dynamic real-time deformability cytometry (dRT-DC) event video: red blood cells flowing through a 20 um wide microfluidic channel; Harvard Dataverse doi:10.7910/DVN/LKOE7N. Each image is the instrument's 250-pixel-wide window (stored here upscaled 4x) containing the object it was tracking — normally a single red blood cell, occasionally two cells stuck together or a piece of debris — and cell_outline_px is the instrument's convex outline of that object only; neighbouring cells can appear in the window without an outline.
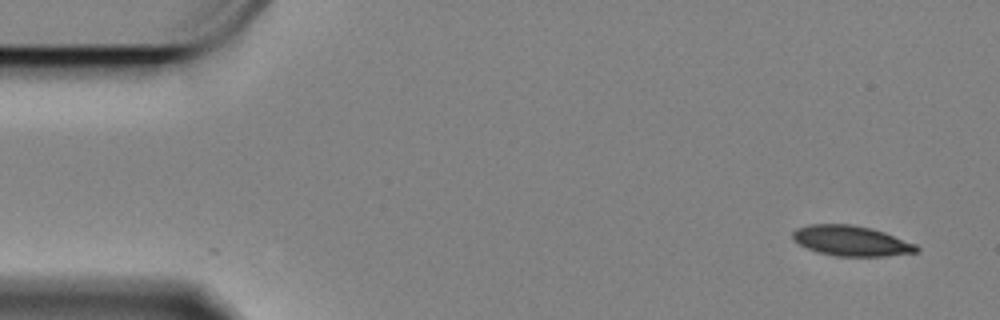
{"species": "Egyptian fruit bat (a non-hibernating species)", "species_latin": "Rousettus aegyptiacus", "temperature_condition": "cold", "stored_images_in_passage": 58, "segment_of_instrument_passage": [1, 2], "camera_frame_rate_fps": 3000, "um_per_image_px": 0.085, "animal": {"sex": "female"}, "frame": {"image": 1, "passage_image": 1, "time_ms": 0.0, "image_size_px": [1000, 320], "cell_outline_px": [[920, 248], [916, 252], [884, 256], [836, 256], [820, 252], [808, 248], [800, 244], [792, 236], [792, 232], [796, 228], [808, 224], [852, 224], [884, 232], [916, 244]], "centroid_in_image_um": [72.35, 20.46], "position_along_channel_um": 12.6, "area_um2": 21.56}}
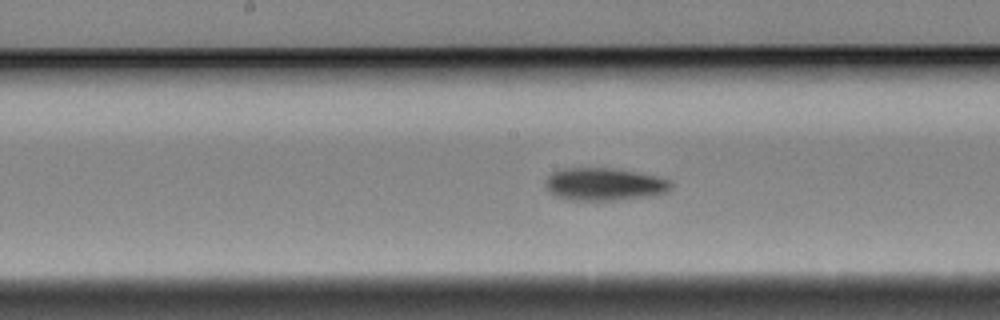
{"frame": {"image": 2, "passage_image": 27, "time_ms": 8.667, "image_size_px": [1000, 320], "cell_outline_px": [[672, 188], [668, 192], [656, 196], [616, 200], [568, 200], [556, 196], [548, 192], [544, 184], [548, 176], [556, 172], [568, 168], [608, 168], [656, 176], [672, 180]], "centroid_in_image_um": [51.41, 15.69], "position_along_channel_um": 196.8, "area_um2": 23.93}}
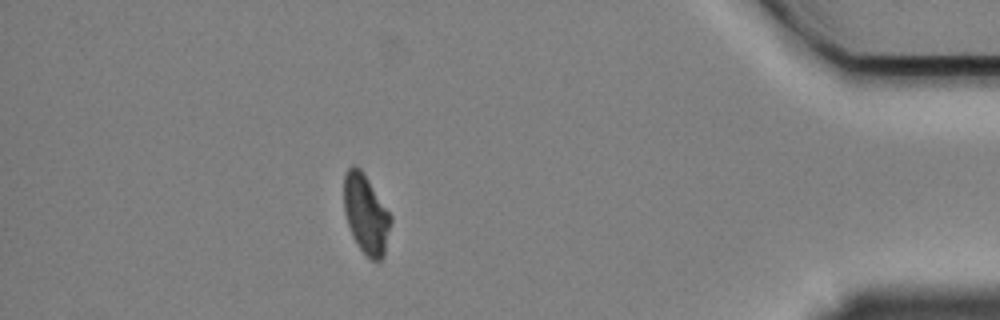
{"frame": {"image": 3, "passage_image": 50, "time_ms": 16.333, "image_size_px": [1000, 320], "cell_outline_px": [[392, 220], [384, 256], [380, 260], [372, 260], [356, 244], [352, 236], [344, 212], [344, 172], [352, 164], [360, 168], [392, 216]], "centroid_in_image_um": [31.1, 18.2], "position_along_channel_um": 404.1, "area_um2": 21.56}}